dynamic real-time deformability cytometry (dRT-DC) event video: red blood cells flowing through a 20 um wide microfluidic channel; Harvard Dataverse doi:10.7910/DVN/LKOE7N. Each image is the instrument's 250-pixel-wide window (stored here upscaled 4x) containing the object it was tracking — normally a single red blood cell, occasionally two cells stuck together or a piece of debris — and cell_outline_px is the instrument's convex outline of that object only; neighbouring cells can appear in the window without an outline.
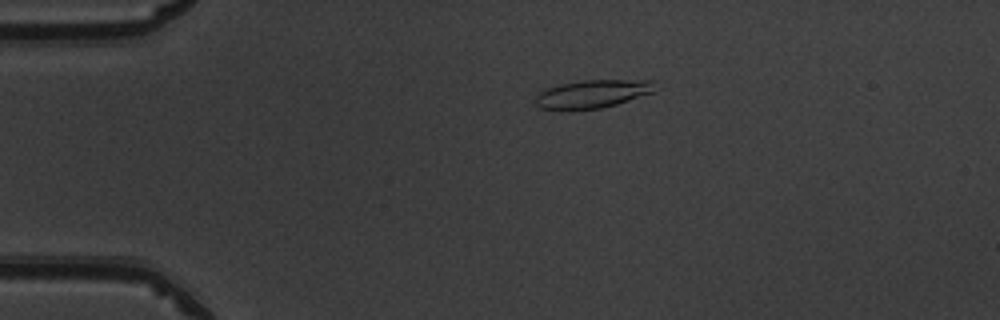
{"species": "common noctule bat (a hibernating species)", "species_latin": "Nyctalus noctula", "temperature_condition": "warm", "stored_images_in_passage": 43, "camera_frame_rate_fps": 3000, "um_per_image_px": 0.085, "animal": {"sex": "male", "body_mass_g": 19.5, "forearm_length_mm": 54.6}, "frame": {"image": 1, "passage_image": 3, "time_ms": 0.667, "image_size_px": [1000, 320], "cell_outline_px": [[656, 92], [616, 104], [600, 108], [568, 112], [540, 108], [536, 104], [536, 96], [544, 88], [560, 84], [584, 80], [652, 80]], "centroid_in_image_um": [50.32, 8.01], "position_along_channel_um": 34.7, "area_um2": 20.06}}
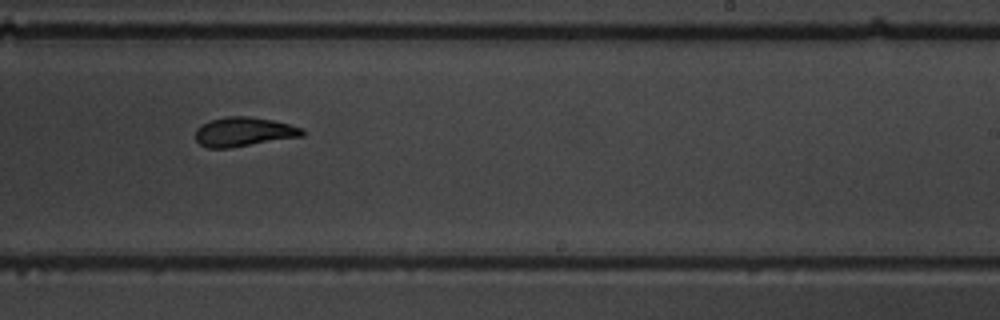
{"frame": {"image": 2, "passage_image": 24, "time_ms": 7.667, "image_size_px": [1000, 320], "cell_outline_px": [[304, 136], [228, 148], [208, 148], [200, 144], [196, 140], [196, 128], [212, 120], [228, 116], [248, 116], [272, 120], [304, 128]], "centroid_in_image_um": [20.74, 11.21], "position_along_channel_um": 268.3, "area_um2": 18.03}}
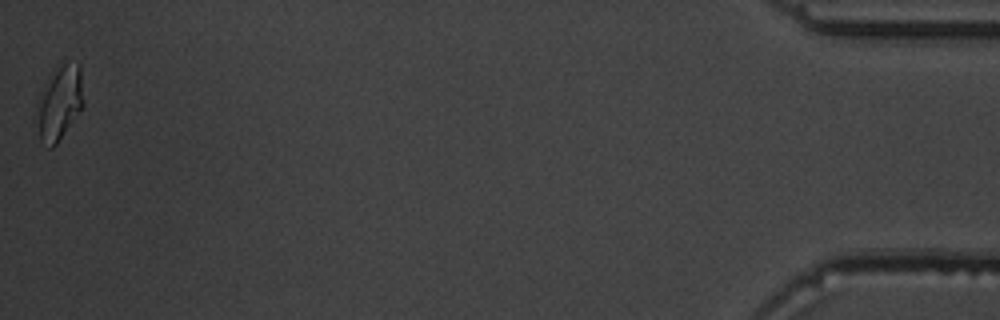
{"frame": {"image": 3, "passage_image": 43, "time_ms": 14.0, "image_size_px": [1000, 320], "cell_outline_px": [[84, 104], [80, 112], [56, 144], [52, 148], [48, 148], [40, 140], [32, 120], [36, 104], [40, 92], [52, 68], [56, 64], [80, 64], [84, 100]], "centroid_in_image_um": [4.98, 8.76], "position_along_channel_um": 430.2, "area_um2": 21.27}, "authors_computed_cell_mechanics": {"area_um2": 18.5538, "velocity_mm_per_s": 3.9974, "shape_relaxation_time_tau1_ms": 6.2136, "shape_relaxation_time_tau2_ms": 1.8501, "deformation_change_tau1": 0.1927, "deformation_change_tau2": 0.083}}